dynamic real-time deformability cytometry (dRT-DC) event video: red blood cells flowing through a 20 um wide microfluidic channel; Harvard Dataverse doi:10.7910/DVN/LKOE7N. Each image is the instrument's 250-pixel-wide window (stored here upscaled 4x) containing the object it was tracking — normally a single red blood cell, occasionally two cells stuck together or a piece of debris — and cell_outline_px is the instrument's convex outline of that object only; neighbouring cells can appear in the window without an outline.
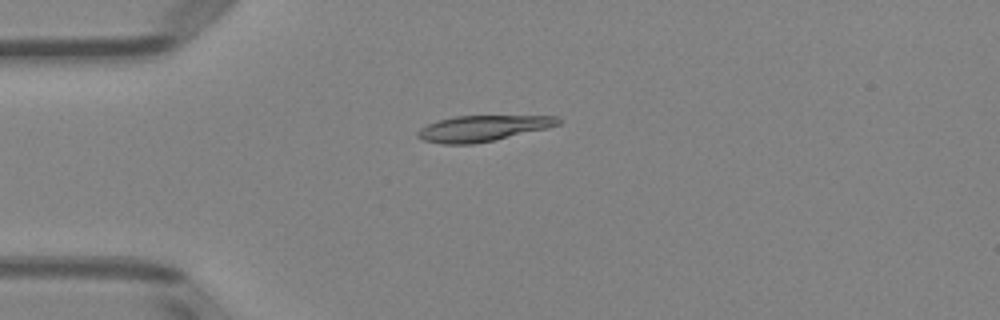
{"species": "Egyptian fruit bat (a non-hibernating species)", "species_latin": "Rousettus aegyptiacus", "temperature_condition": "room temperature", "stored_images_in_passage": 2, "camera_frame_rate_fps": 3000, "um_per_image_px": 0.085, "animal": {"sex": "female"}, "frame": {"image": 1, "passage_image": 1, "time_ms": 0.0, "image_size_px": [1000, 320], "cell_outline_px": [[564, 120], [560, 124], [548, 128], [492, 140], [472, 144], [444, 144], [424, 140], [416, 136], [416, 132], [420, 128], [428, 124], [440, 120], [456, 116], [556, 116]], "centroid_in_image_um": [41.05, 10.9], "position_along_channel_um": 44.0, "area_um2": 20.92}}
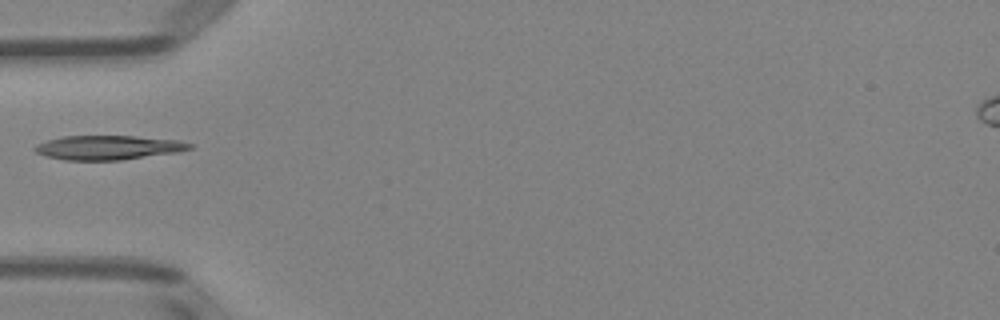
{"frame": {"image": 2, "passage_image": 2, "time_ms": 1.333, "image_size_px": [1000, 320], "cell_outline_px": [[192, 148], [180, 152], [120, 160], [64, 160], [48, 156], [36, 152], [32, 148], [36, 144], [48, 140], [64, 136], [136, 136], [176, 140], [192, 144]], "centroid_in_image_um": [9.2, 12.54], "position_along_channel_um": 75.8, "area_um2": 21.79}}